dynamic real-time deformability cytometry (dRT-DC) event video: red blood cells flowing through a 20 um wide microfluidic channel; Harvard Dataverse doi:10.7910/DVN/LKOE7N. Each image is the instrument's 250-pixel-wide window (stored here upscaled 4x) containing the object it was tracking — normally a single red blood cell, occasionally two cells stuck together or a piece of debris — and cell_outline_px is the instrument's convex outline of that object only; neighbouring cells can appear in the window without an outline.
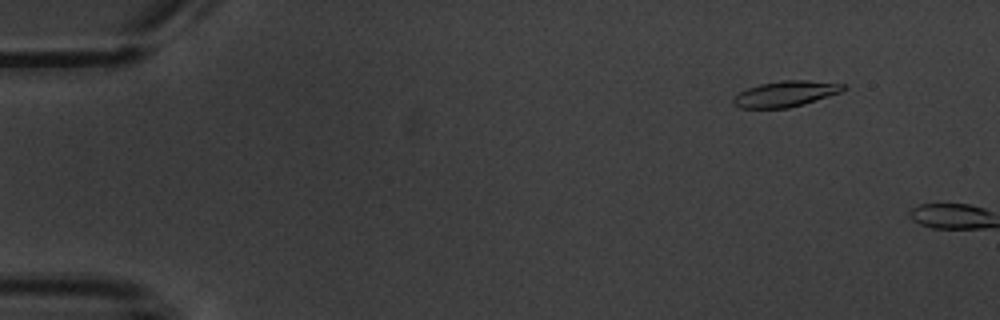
{"species": "common noctule bat (a hibernating species)", "species_latin": "Nyctalus noctula", "temperature_condition": "warm", "stored_images_in_passage": 2, "camera_frame_rate_fps": 3000, "um_per_image_px": 0.085, "animal": {"sex": "male", "body_mass_g": 20.1, "forearm_length_mm": 53.5}, "frame": {"image": 1, "passage_image": 1, "time_ms": 0.0, "image_size_px": [1000, 320], "cell_outline_px": [[844, 88], [840, 92], [804, 104], [788, 108], [740, 108], [732, 104], [732, 100], [740, 92], [748, 88], [760, 84], [784, 80], [808, 80], [844, 84]], "centroid_in_image_um": [66.74, 7.98], "position_along_channel_um": 18.3, "area_um2": 16.3}}